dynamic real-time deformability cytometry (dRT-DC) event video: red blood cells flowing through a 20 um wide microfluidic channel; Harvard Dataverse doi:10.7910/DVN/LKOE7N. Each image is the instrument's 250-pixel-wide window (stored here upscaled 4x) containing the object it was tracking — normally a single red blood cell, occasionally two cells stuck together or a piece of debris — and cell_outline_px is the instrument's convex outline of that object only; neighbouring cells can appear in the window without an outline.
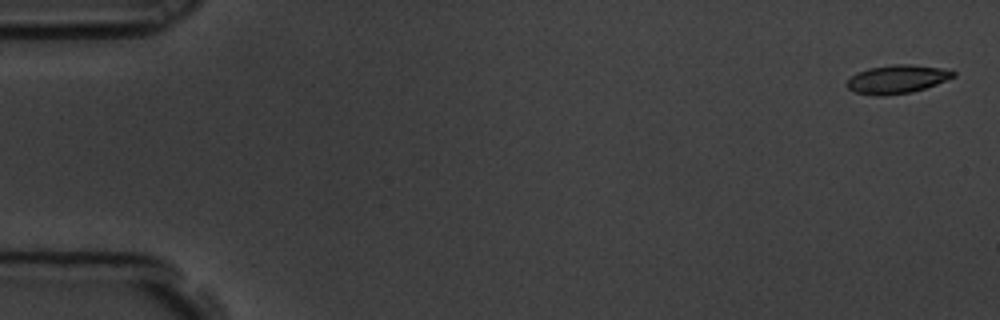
{"species": "common noctule bat (a hibernating species)", "species_latin": "Nyctalus noctula", "temperature_condition": "room temperature", "stored_images_in_passage": 5, "camera_frame_rate_fps": 3000, "um_per_image_px": 0.085, "animal": {"sex": "male", "body_mass_g": 19.5, "forearm_length_mm": 54.6}, "frame": {"image": 1, "passage_image": 1, "time_ms": 0.0, "image_size_px": [1000, 320], "cell_outline_px": [[956, 76], [936, 84], [912, 92], [884, 96], [876, 96], [856, 92], [848, 88], [844, 84], [852, 76], [868, 68], [896, 64], [908, 64], [940, 68], [956, 72]], "centroid_in_image_um": [76.24, 6.74], "position_along_channel_um": 8.8, "area_um2": 17.46}}
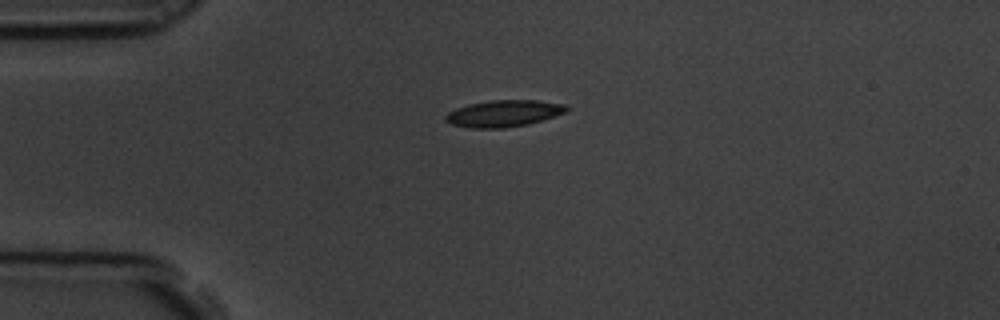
{"frame": {"image": 2, "passage_image": 5, "time_ms": 1.333, "image_size_px": [1000, 320], "cell_outline_px": [[568, 112], [528, 124], [504, 128], [472, 128], [452, 124], [444, 120], [444, 116], [448, 112], [456, 108], [468, 104], [488, 100], [536, 100], [564, 104], [568, 108]], "centroid_in_image_um": [42.8, 9.64], "position_along_channel_um": 42.2, "area_um2": 18.84}}